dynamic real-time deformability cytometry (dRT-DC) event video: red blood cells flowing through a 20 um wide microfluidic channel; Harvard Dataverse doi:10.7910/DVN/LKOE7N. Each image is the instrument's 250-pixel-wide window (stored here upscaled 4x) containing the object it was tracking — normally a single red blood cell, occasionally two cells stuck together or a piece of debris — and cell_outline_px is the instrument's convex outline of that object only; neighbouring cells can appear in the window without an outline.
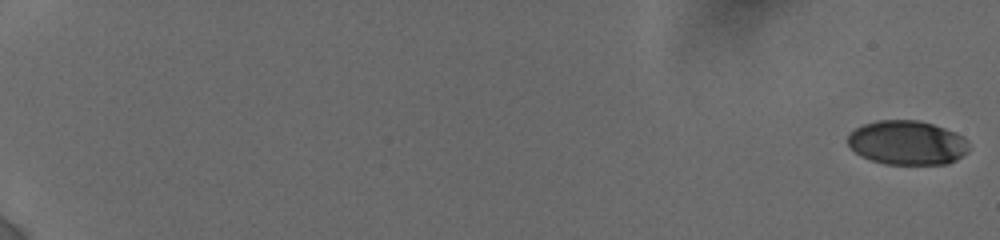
{"species": "human", "species_latin": "Homo sapiens", "temperature_condition": "cold", "stored_images_in_passage": 30, "camera_frame_rate_fps": 3000, "um_per_image_px": 0.085, "donor": {"sex": "female"}, "frame": {"image": 1, "passage_image": 1, "time_ms": 0.0, "image_size_px": [1000, 240], "cell_outline_px": [[968, 152], [956, 160], [948, 164], [884, 164], [860, 156], [848, 144], [848, 136], [856, 128], [864, 124], [876, 120], [916, 120], [932, 124], [956, 132], [964, 136], [968, 140]], "centroid_in_image_um": [77.14, 12.13], "position_along_channel_um": 7.9, "area_um2": 31.27}}
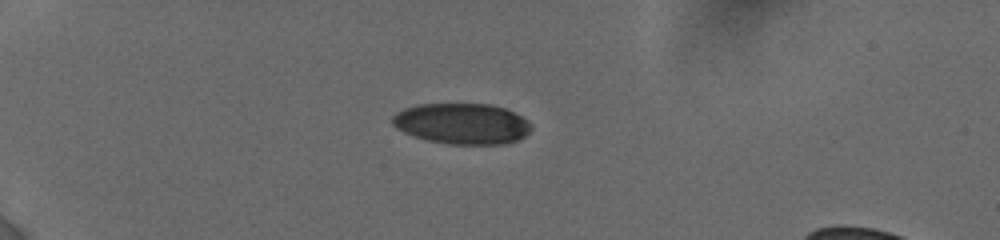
{"frame": {"image": 2, "passage_image": 22, "time_ms": 5.667, "image_size_px": [1000, 240], "cell_outline_px": [[532, 128], [520, 140], [504, 144], [448, 144], [428, 140], [404, 132], [396, 128], [392, 124], [392, 116], [396, 112], [404, 108], [420, 104], [492, 104], [504, 108], [528, 120], [532, 124]], "centroid_in_image_um": [39.28, 10.51], "position_along_channel_um": 45.7, "area_um2": 33.06}}
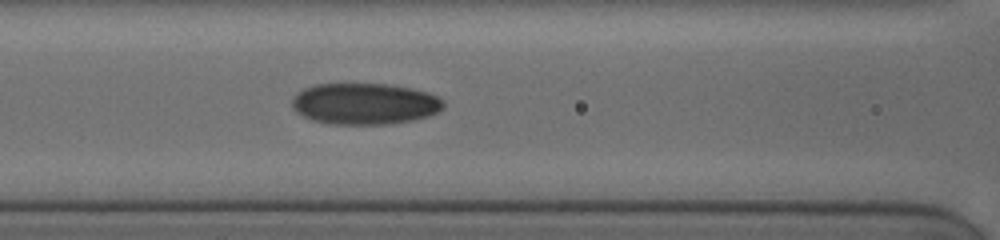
{"frame": {"image": 3, "passage_image": 30, "time_ms": 9.333, "image_size_px": [1000, 240], "cell_outline_px": [[444, 108], [428, 116], [412, 120], [388, 124], [328, 124], [312, 120], [296, 112], [292, 108], [292, 96], [296, 92], [304, 88], [316, 84], [388, 84], [412, 88], [428, 92], [444, 100]], "centroid_in_image_um": [30.97, 8.82], "position_along_channel_um": 135.6, "area_um2": 36.7}}